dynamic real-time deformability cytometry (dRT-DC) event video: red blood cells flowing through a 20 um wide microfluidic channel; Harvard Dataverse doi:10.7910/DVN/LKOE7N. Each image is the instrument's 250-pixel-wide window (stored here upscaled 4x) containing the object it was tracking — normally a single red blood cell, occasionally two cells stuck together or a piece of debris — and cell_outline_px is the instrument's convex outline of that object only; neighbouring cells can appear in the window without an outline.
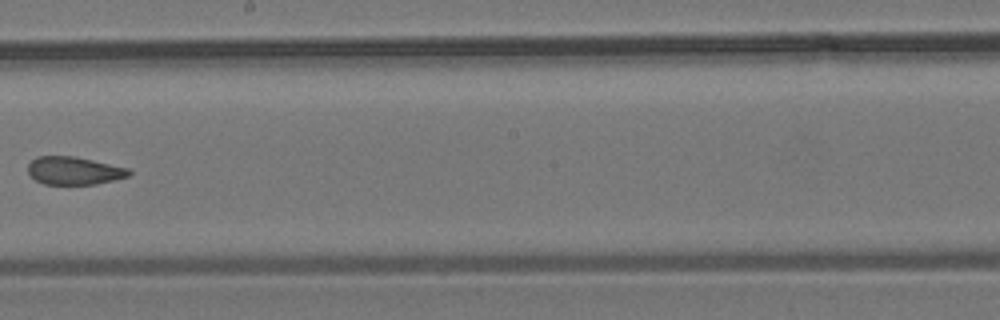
{"species": "common noctule bat (a hibernating species)", "species_latin": "Nyctalus noctula", "temperature_condition": "room temperature", "stored_images_in_passage": 10, "camera_frame_rate_fps": 3000, "um_per_image_px": 0.085, "animal": {"sex": "male", "body_mass_g": 19.2, "forearm_length_mm": 51.8}, "frame": {"image": 1, "passage_image": 9, "time_ms": 9.333, "image_size_px": [1000, 320], "cell_outline_px": [[132, 172], [128, 176], [96, 184], [44, 184], [36, 180], [28, 172], [28, 164], [36, 156], [76, 156], [128, 168]], "centroid_in_image_um": [6.28, 14.5], "position_along_channel_um": 241.9, "area_um2": 16.36}}
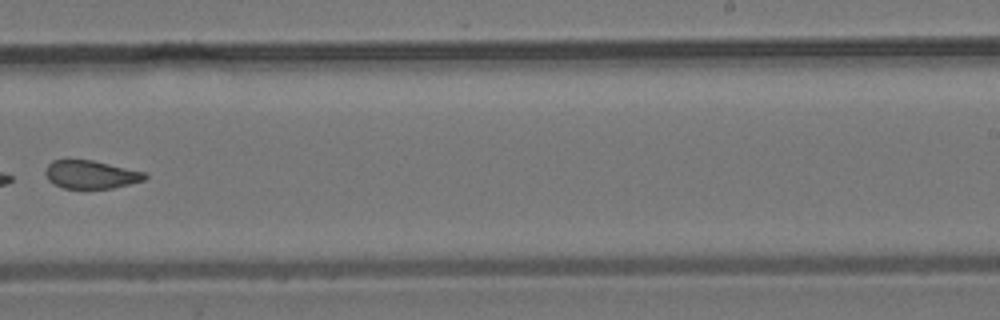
{"frame": {"image": 2, "passage_image": 10, "time_ms": 10.333, "image_size_px": [1000, 320], "cell_outline_px": [[148, 176], [144, 180], [112, 188], [64, 188], [52, 184], [48, 180], [44, 172], [48, 164], [52, 160], [68, 156], [92, 160], [148, 172]], "centroid_in_image_um": [7.67, 14.78], "position_along_channel_um": 281.3, "area_um2": 16.99}}